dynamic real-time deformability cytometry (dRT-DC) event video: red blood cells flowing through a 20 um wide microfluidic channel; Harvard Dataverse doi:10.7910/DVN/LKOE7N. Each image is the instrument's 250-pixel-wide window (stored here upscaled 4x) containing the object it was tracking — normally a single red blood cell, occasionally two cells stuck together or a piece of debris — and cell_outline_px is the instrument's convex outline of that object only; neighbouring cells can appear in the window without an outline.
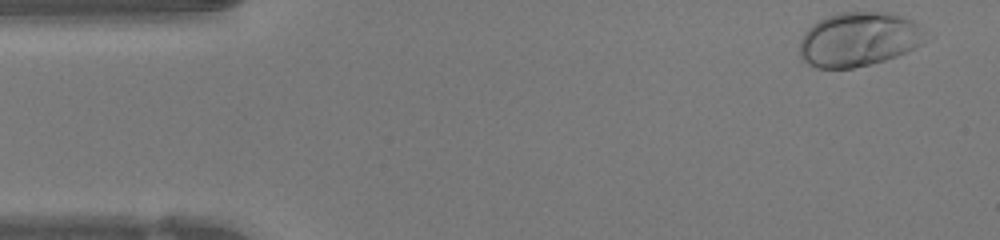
{"species": "human", "species_latin": "Homo sapiens", "temperature_condition": "warm", "stored_images_in_passage": 45, "camera_frame_rate_fps": 3000, "um_per_image_px": 0.085, "donor": {"sex": "female"}, "frame": {"image": 1, "passage_image": 1, "time_ms": 0.0, "image_size_px": [1000, 240], "cell_outline_px": [[920, 44], [896, 56], [872, 64], [852, 68], [816, 68], [800, 60], [800, 40], [808, 28], [812, 24], [828, 16], [840, 12], [892, 12], [912, 20], [916, 24]], "centroid_in_image_um": [72.86, 3.35], "position_along_channel_um": 12.1, "area_um2": 39.02}}
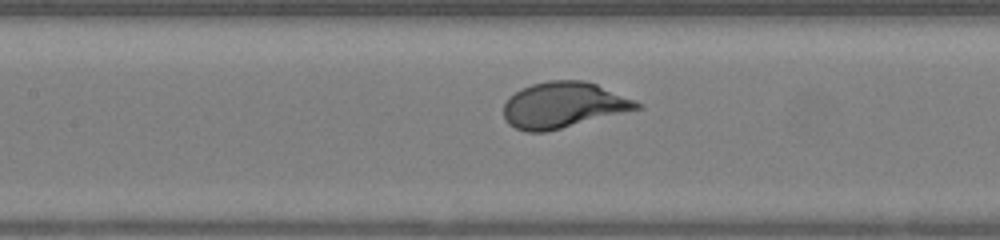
{"frame": {"image": 2, "passage_image": 19, "time_ms": 6.0, "image_size_px": [1000, 240], "cell_outline_px": [[644, 108], [544, 132], [528, 132], [516, 128], [508, 124], [504, 120], [504, 104], [516, 92], [532, 84], [548, 80], [584, 80], [596, 84], [644, 104]], "centroid_in_image_um": [47.91, 8.93], "position_along_channel_um": 159.5, "area_um2": 35.37}}
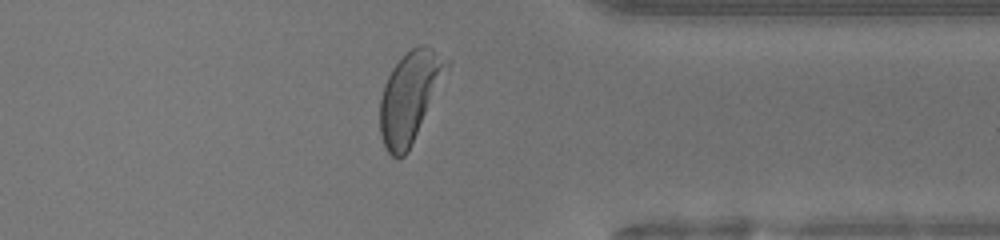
{"frame": {"image": 3, "passage_image": 35, "time_ms": 11.333, "image_size_px": [1000, 240], "cell_outline_px": [[452, 64], [408, 152], [404, 156], [396, 160], [384, 148], [380, 132], [380, 100], [384, 84], [392, 68], [412, 48], [420, 44], [424, 44], [432, 48], [452, 60]], "centroid_in_image_um": [34.87, 8.23], "position_along_channel_um": 376.5, "area_um2": 35.49}, "authors_computed_cell_mechanics": {"area_um2": 36.125, "velocity_mm_per_s": 4.2458, "shape_relaxation_time_tau1_ms": 1.5756, "shape_relaxation_time_tau2_ms": null, "deformation_change_tau1": 0.1438, "deformation_change_tau2": null}}